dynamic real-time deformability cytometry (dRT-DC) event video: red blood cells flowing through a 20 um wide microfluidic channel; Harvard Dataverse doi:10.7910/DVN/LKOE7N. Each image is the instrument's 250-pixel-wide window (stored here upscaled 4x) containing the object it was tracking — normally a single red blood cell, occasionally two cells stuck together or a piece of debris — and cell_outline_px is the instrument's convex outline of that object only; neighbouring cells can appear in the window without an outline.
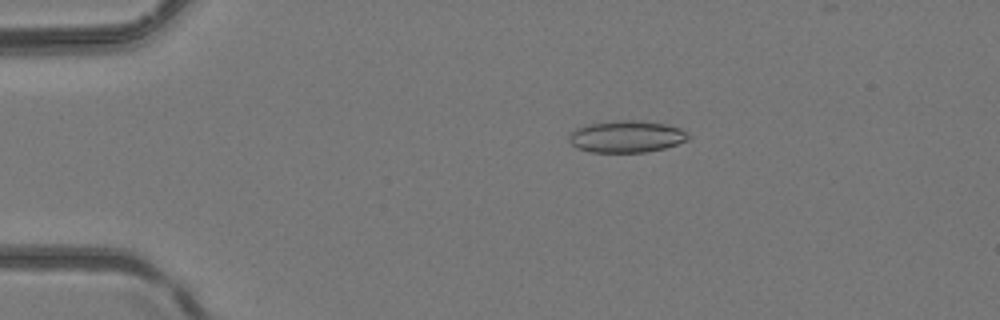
{"species": "common noctule bat (a hibernating species)", "species_latin": "Nyctalus noctula", "temperature_condition": "room temperature", "stored_images_in_passage": 5, "camera_frame_rate_fps": 3000, "um_per_image_px": 0.085, "animal": {"sex": "female", "body_mass_g": 24.6, "forearm_length_mm": 56.2}, "frame": {"image": 1, "passage_image": 3, "time_ms": 0.667, "image_size_px": [1000, 320], "cell_outline_px": [[692, 136], [688, 140], [664, 148], [644, 152], [592, 152], [576, 148], [568, 140], [568, 136], [576, 128], [588, 124], [620, 120], [636, 120], [664, 124], [680, 128], [688, 132]], "centroid_in_image_um": [53.26, 11.61], "position_along_channel_um": 31.7, "area_um2": 22.14}}